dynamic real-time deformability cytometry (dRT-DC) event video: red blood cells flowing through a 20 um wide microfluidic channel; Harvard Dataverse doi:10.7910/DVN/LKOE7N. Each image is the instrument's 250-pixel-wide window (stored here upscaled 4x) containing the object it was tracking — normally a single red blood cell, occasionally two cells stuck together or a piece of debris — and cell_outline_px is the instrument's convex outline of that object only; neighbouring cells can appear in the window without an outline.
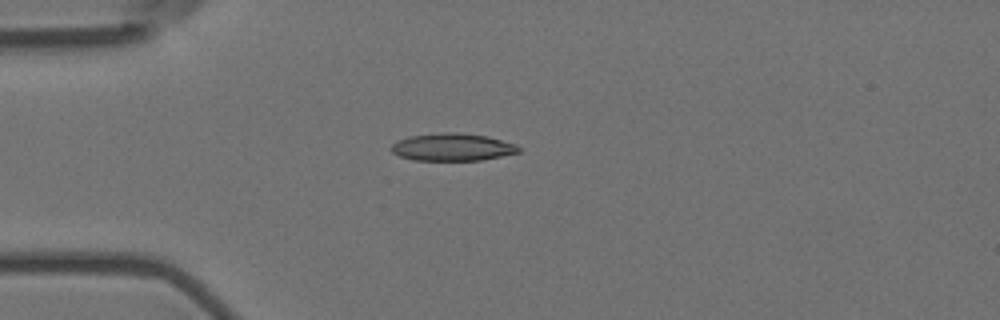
{"species": "Egyptian fruit bat (a non-hibernating species)", "species_latin": "Rousettus aegyptiacus", "temperature_condition": "room temperature", "stored_images_in_passage": 10, "camera_frame_rate_fps": 3000, "um_per_image_px": 0.085, "animal": {"sex": "female"}, "frame": {"image": 1, "passage_image": 4, "time_ms": 1.0, "image_size_px": [1000, 320], "cell_outline_px": [[520, 152], [480, 160], [412, 160], [400, 156], [392, 152], [392, 144], [408, 136], [444, 132], [456, 132], [488, 136], [516, 144], [520, 148]], "centroid_in_image_um": [38.47, 12.5], "position_along_channel_um": 46.5, "area_um2": 20.29}}
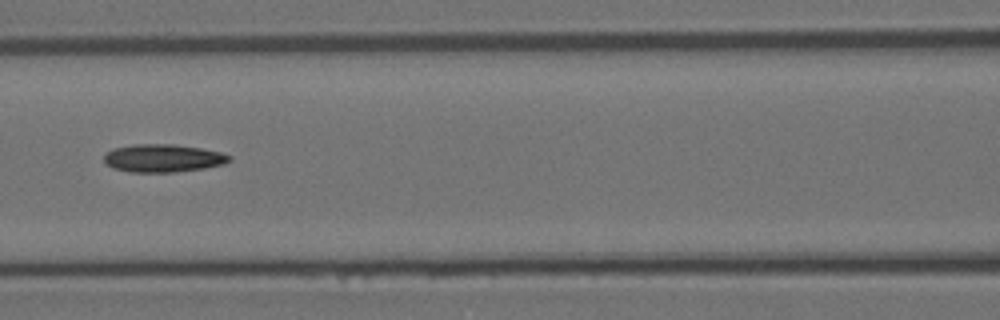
{"frame": {"image": 2, "passage_image": 7, "time_ms": 2.0, "image_size_px": [1000, 320], "cell_outline_px": [[232, 160], [224, 164], [204, 168], [176, 172], [128, 172], [112, 168], [104, 164], [104, 156], [112, 148], [132, 144], [172, 144], [200, 148], [220, 152], [232, 156]], "centroid_in_image_um": [13.83, 13.45], "position_along_channel_um": 152.8, "area_um2": 20.58}}
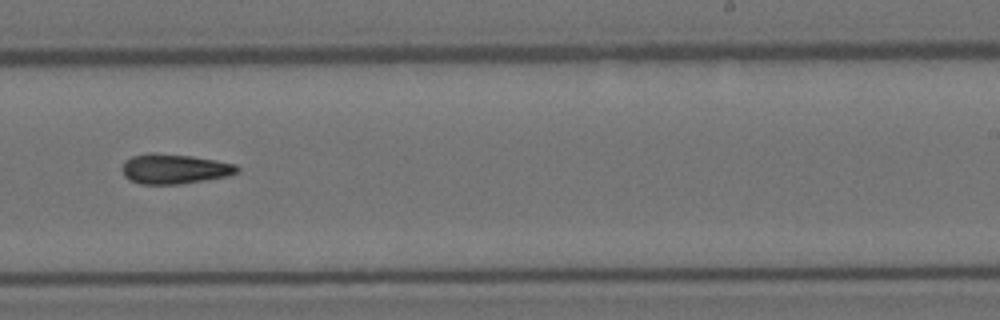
{"frame": {"image": 3, "passage_image": 10, "time_ms": 3.0, "image_size_px": [1000, 320], "cell_outline_px": [[240, 172], [228, 176], [180, 184], [140, 184], [128, 180], [124, 176], [120, 168], [124, 160], [132, 156], [148, 152], [156, 152], [192, 156], [216, 160], [236, 164], [240, 168]], "centroid_in_image_um": [14.79, 14.34], "position_along_channel_um": 274.2, "area_um2": 20.46}}